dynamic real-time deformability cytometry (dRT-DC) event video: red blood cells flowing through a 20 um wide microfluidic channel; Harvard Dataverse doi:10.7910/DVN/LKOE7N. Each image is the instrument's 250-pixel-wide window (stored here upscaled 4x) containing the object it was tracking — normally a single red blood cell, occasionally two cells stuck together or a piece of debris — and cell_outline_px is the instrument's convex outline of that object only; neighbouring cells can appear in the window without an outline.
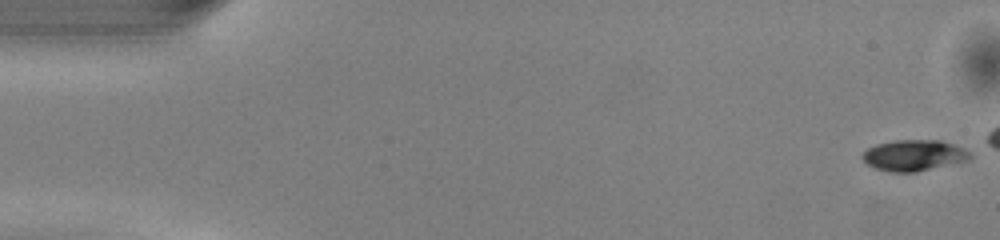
{"species": "common noctule bat (a hibernating species)", "species_latin": "Nyctalus noctula", "temperature_condition": "warm", "stored_images_in_passage": 41, "camera_frame_rate_fps": 3000, "um_per_image_px": 0.085, "animal": {"sex": "male", "body_mass_g": 13.0, "forearm_length_mm": 53.1}, "frame": {"image": 1, "passage_image": 1, "time_ms": 0.0, "image_size_px": [1000, 240], "cell_outline_px": [[972, 156], [968, 160], [916, 172], [892, 172], [876, 168], [868, 164], [860, 156], [868, 148], [876, 144], [896, 140], [940, 140], [964, 148], [972, 152]], "centroid_in_image_um": [77.7, 13.2], "position_along_channel_um": 7.3, "area_um2": 19.36}}
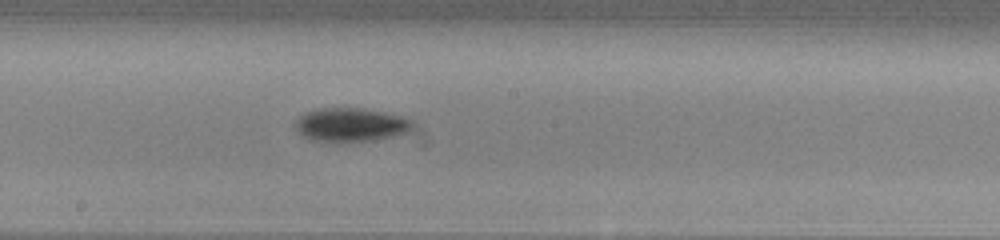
{"frame": {"image": 2, "passage_image": 27, "time_ms": 8.667, "image_size_px": [1000, 240], "cell_outline_px": [[416, 124], [408, 132], [392, 136], [372, 140], [348, 144], [336, 144], [308, 140], [292, 124], [300, 116], [308, 112], [320, 108], [364, 108], [384, 112], [400, 116], [412, 120]], "centroid_in_image_um": [29.79, 10.65], "position_along_channel_um": 218.4, "area_um2": 23.7}}
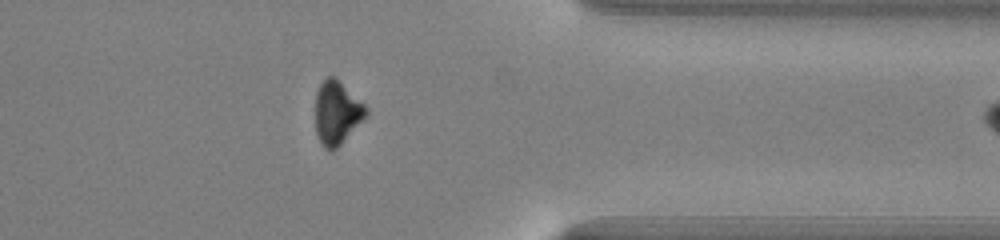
{"frame": {"image": 3, "passage_image": 40, "time_ms": 13.0, "image_size_px": [1000, 240], "cell_outline_px": [[368, 116], [332, 152], [324, 148], [316, 132], [316, 92], [320, 84], [328, 76], [332, 76], [364, 104], [368, 108]], "centroid_in_image_um": [28.64, 9.62], "position_along_channel_um": 382.8, "area_um2": 18.38}}